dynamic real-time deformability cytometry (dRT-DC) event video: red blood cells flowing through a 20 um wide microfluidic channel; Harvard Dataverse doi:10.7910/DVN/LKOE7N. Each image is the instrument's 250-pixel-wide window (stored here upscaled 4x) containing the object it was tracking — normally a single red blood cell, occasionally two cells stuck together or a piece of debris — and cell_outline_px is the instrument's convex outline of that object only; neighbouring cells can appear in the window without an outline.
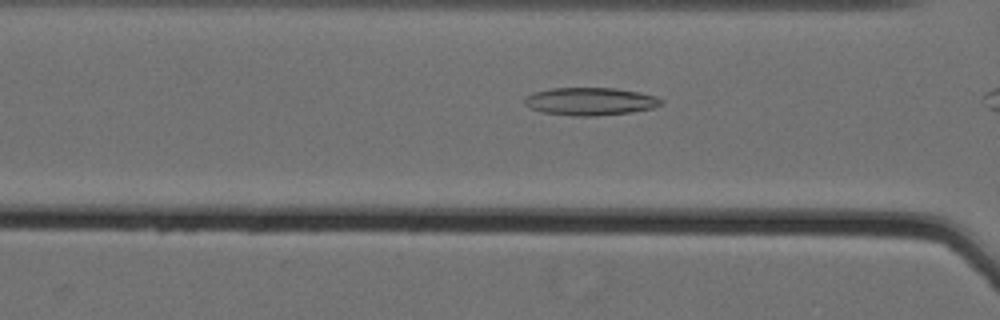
{"species": "Egyptian fruit bat (a non-hibernating species)", "species_latin": "Rousettus aegyptiacus", "temperature_condition": "cold", "stored_images_in_passage": 6, "camera_frame_rate_fps": 3000, "um_per_image_px": 0.085, "animal": {"sex": "female"}, "frame": {"image": 1, "passage_image": 4, "time_ms": 1.0, "image_size_px": [1000, 320], "cell_outline_px": [[664, 104], [652, 108], [632, 112], [596, 116], [572, 116], [544, 112], [532, 108], [524, 104], [524, 96], [536, 92], [552, 88], [616, 88], [640, 92], [656, 96], [664, 100]], "centroid_in_image_um": [50.22, 8.62], "position_along_channel_um": 116.4, "area_um2": 22.2}}